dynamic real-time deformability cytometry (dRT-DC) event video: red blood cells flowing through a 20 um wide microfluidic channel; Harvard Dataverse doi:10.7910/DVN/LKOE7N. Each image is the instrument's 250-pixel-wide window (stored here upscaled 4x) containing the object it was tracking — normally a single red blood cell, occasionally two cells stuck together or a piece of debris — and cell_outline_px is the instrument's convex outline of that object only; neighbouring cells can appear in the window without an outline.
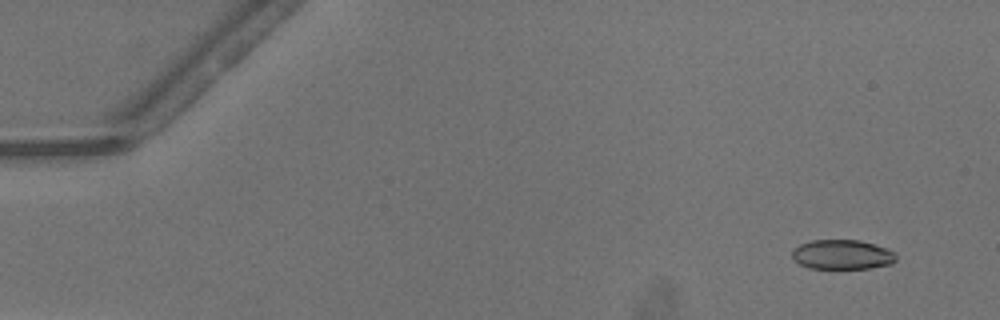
{"species": "common noctule bat (a hibernating species)", "species_latin": "Nyctalus noctula", "temperature_condition": "warm", "stored_images_in_passage": 40, "camera_frame_rate_fps": 3000, "um_per_image_px": 0.085, "animal": {"sex": "male", "body_mass_g": 13.3}, "frame": {"image": 1, "passage_image": 4, "time_ms": 1.0, "image_size_px": [1000, 320], "cell_outline_px": [[896, 260], [892, 264], [868, 268], [808, 268], [800, 264], [792, 256], [792, 248], [800, 244], [812, 240], [860, 240], [884, 248], [892, 252], [896, 256]], "centroid_in_image_um": [71.55, 21.64], "position_along_channel_um": 13.4, "area_um2": 17.74}}
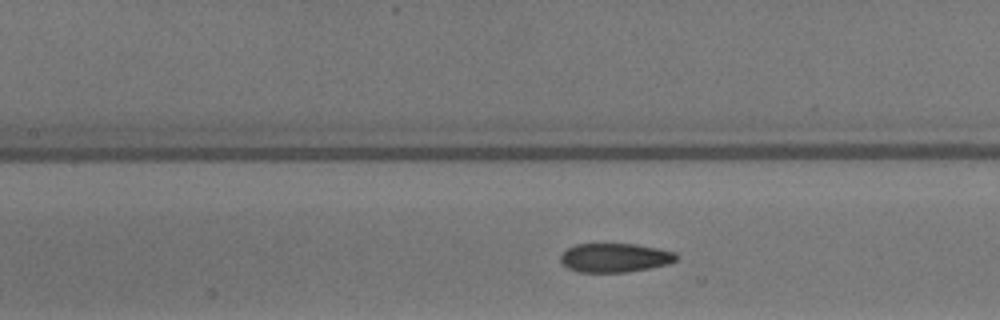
{"frame": {"image": 2, "passage_image": 24, "time_ms": 7.667, "image_size_px": [1000, 320], "cell_outline_px": [[680, 256], [676, 260], [668, 264], [628, 272], [580, 272], [568, 268], [560, 260], [560, 256], [568, 248], [576, 244], [636, 244], [676, 252]], "centroid_in_image_um": [52.29, 21.9], "position_along_channel_um": 155.1, "area_um2": 19.48}}
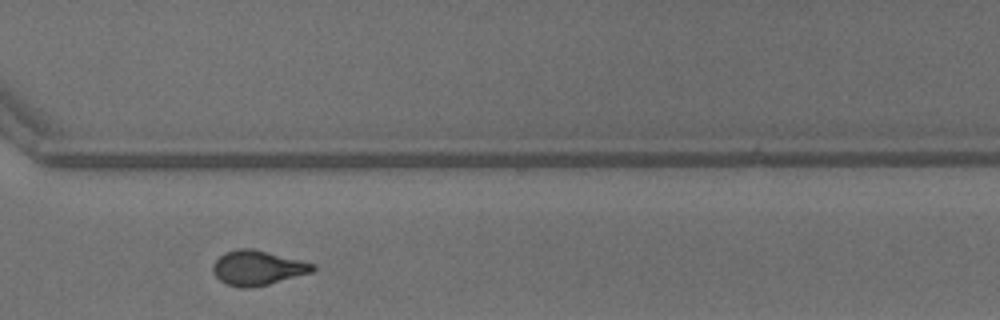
{"frame": {"image": 3, "passage_image": 38, "time_ms": 12.333, "image_size_px": [1000, 320], "cell_outline_px": [[316, 268], [312, 272], [268, 284], [248, 288], [244, 288], [228, 284], [220, 280], [216, 276], [212, 268], [212, 264], [224, 252], [236, 248], [252, 248], [316, 264]], "centroid_in_image_um": [21.89, 22.75], "position_along_channel_um": 348.7, "area_um2": 20.0}, "authors_computed_cell_mechanics": {"area_um2": 19.8254, "velocity_mm_per_s": 4.1588, "shape_relaxation_time_tau1_ms": null, "shape_relaxation_time_tau2_ms": 1.4992, "deformation_change_tau1": null, "deformation_change_tau2": 0.0842}}